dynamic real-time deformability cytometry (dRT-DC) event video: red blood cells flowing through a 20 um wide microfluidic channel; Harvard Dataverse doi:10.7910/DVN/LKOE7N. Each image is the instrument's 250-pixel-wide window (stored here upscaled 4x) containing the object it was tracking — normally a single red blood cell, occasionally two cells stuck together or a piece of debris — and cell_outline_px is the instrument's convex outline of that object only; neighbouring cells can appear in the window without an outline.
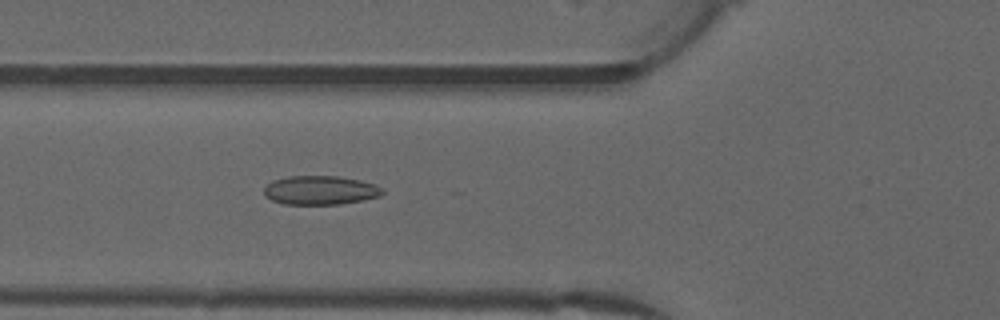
{"species": "common noctule bat (a hibernating species)", "species_latin": "Nyctalus noctula", "temperature_condition": "warm", "stored_images_in_passage": 51, "camera_frame_rate_fps": 3000, "um_per_image_px": 0.085, "animal": {"sex": "male", "forearm_length_mm": 52.5}, "frame": {"image": 1, "passage_image": 19, "time_ms": 6.0, "image_size_px": [1000, 320], "cell_outline_px": [[384, 192], [380, 196], [364, 200], [340, 204], [284, 204], [272, 200], [264, 192], [264, 188], [272, 180], [288, 176], [336, 176], [360, 180], [376, 184], [384, 188]], "centroid_in_image_um": [27.27, 16.16], "position_along_channel_um": 98.5, "area_um2": 20.0}}
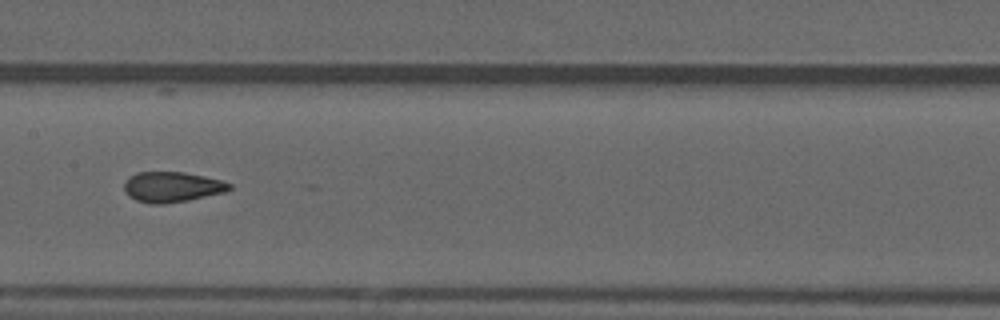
{"frame": {"image": 2, "passage_image": 26, "time_ms": 8.333, "image_size_px": [1000, 320], "cell_outline_px": [[232, 188], [224, 192], [188, 200], [164, 204], [152, 204], [136, 200], [128, 196], [124, 188], [124, 184], [128, 176], [136, 172], [184, 172], [204, 176], [220, 180], [232, 184]], "centroid_in_image_um": [14.59, 15.88], "position_along_channel_um": 192.8, "area_um2": 18.61}}
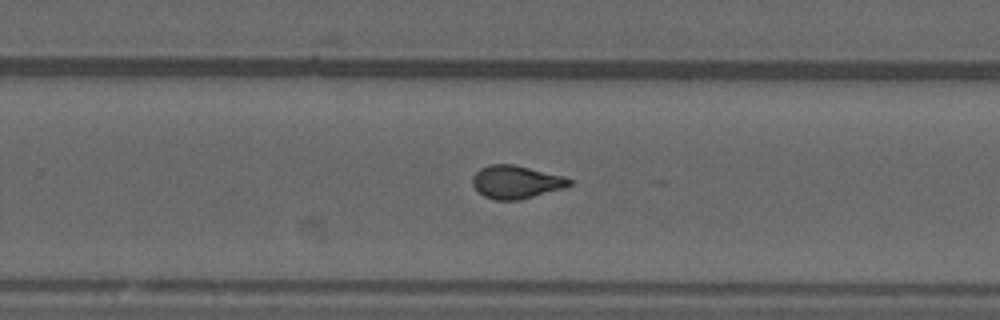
{"frame": {"image": 3, "passage_image": 33, "time_ms": 10.667, "image_size_px": [1000, 320], "cell_outline_px": [[572, 184], [564, 188], [520, 200], [492, 200], [484, 196], [472, 184], [472, 176], [480, 168], [488, 164], [512, 164], [564, 176], [572, 180]], "centroid_in_image_um": [43.86, 15.47], "position_along_channel_um": 285.9, "area_um2": 18.67}, "authors_computed_cell_mechanics": {"area_um2": 19.1318, "velocity_mm_per_s": 4.0105, "shape_relaxation_time_tau1_ms": 10.31, "shape_relaxation_time_tau2_ms": 1.2929, "deformation_change_tau1": 0.2293, "deformation_change_tau2": 0.0618}}